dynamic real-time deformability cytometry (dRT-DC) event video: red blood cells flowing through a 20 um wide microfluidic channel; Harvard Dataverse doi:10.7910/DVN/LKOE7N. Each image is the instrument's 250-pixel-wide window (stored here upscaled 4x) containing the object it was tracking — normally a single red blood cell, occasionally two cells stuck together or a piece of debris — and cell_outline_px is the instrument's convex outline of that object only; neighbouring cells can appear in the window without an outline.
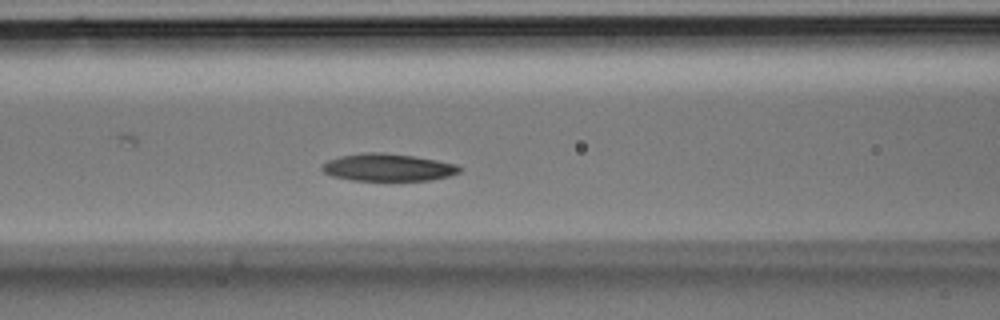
{"species": "Egyptian fruit bat (a non-hibernating species)", "species_latin": "Rousettus aegyptiacus", "temperature_condition": "room temperature", "stored_images_in_passage": 31, "camera_frame_rate_fps": 3000, "um_per_image_px": 0.085, "animal": {"sex": "male"}, "frame": {"image": 1, "passage_image": 13, "time_ms": 4.0, "image_size_px": [1000, 320], "cell_outline_px": [[460, 172], [448, 176], [428, 180], [352, 180], [332, 176], [324, 172], [320, 168], [328, 160], [340, 156], [364, 152], [384, 152], [412, 156], [436, 160], [456, 164], [460, 168]], "centroid_in_image_um": [32.94, 14.22], "position_along_channel_um": 133.7, "area_um2": 21.73}}
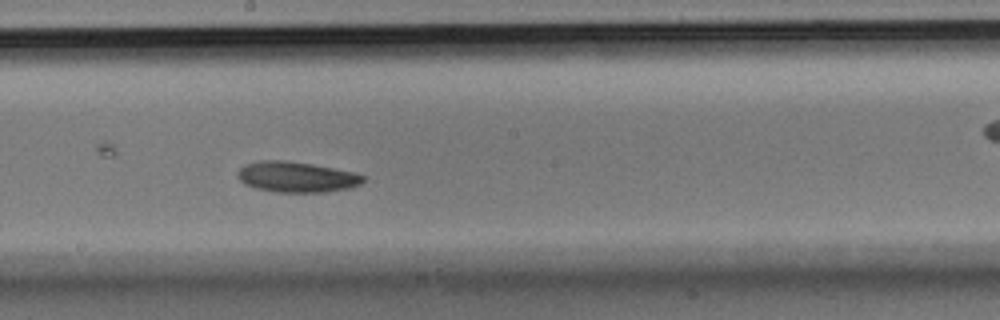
{"frame": {"image": 2, "passage_image": 18, "time_ms": 5.667, "image_size_px": [1000, 320], "cell_outline_px": [[364, 180], [360, 184], [348, 188], [324, 192], [276, 192], [256, 188], [244, 184], [236, 176], [236, 172], [244, 164], [260, 160], [284, 160], [312, 164], [352, 172], [364, 176]], "centroid_in_image_um": [25.14, 15.04], "position_along_channel_um": 223.1, "area_um2": 22.31}}
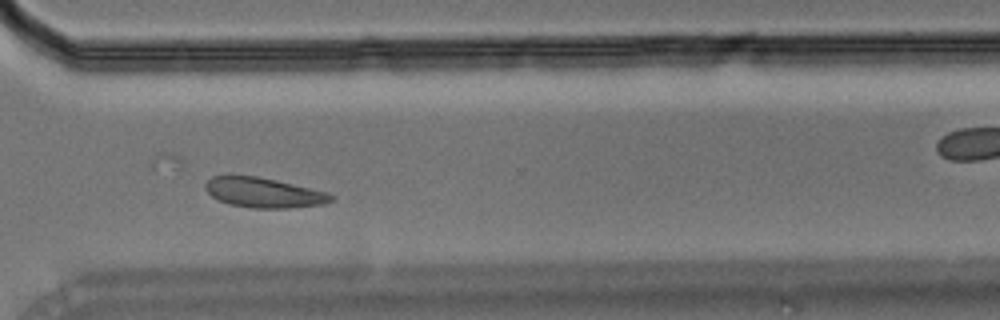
{"frame": {"image": 3, "passage_image": 25, "time_ms": 8.0, "image_size_px": [1000, 320], "cell_outline_px": [[336, 196], [332, 200], [324, 204], [288, 208], [252, 208], [228, 204], [212, 196], [204, 188], [204, 184], [212, 176], [256, 176], [276, 180], [328, 192]], "centroid_in_image_um": [22.43, 16.38], "position_along_channel_um": 348.2, "area_um2": 21.85}}